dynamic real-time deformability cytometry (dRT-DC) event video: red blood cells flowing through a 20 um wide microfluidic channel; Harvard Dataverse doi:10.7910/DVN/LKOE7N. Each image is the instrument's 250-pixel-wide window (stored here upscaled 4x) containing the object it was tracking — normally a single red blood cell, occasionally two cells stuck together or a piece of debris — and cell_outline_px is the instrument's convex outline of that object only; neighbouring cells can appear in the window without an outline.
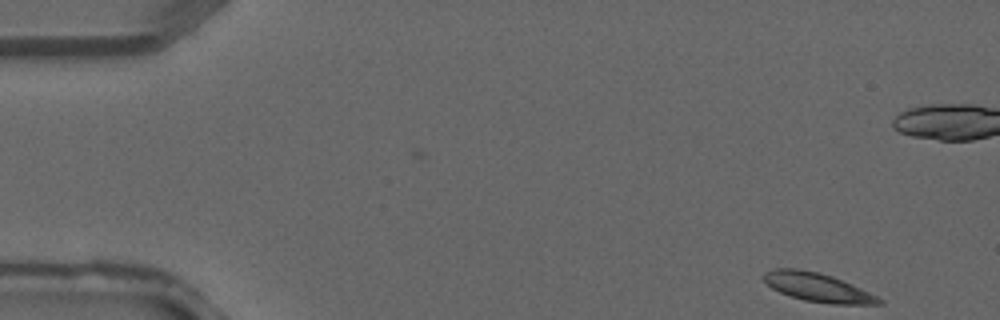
{"species": "common noctule bat (a hibernating species)", "species_latin": "Nyctalus noctula", "temperature_condition": "warm", "stored_images_in_passage": 4, "camera_frame_rate_fps": 3000, "um_per_image_px": 0.085, "animal": {"sex": "male", "forearm_length_mm": 52.5}, "frame": {"image": 1, "passage_image": 4, "time_ms": 1.0, "image_size_px": [1000, 320], "cell_outline_px": [[884, 304], [832, 304], [804, 300], [780, 292], [772, 288], [764, 280], [764, 272], [772, 268], [796, 268], [820, 272], [832, 276], [852, 284], [884, 300]], "centroid_in_image_um": [69.5, 24.41], "position_along_channel_um": 15.5, "area_um2": 19.19}}